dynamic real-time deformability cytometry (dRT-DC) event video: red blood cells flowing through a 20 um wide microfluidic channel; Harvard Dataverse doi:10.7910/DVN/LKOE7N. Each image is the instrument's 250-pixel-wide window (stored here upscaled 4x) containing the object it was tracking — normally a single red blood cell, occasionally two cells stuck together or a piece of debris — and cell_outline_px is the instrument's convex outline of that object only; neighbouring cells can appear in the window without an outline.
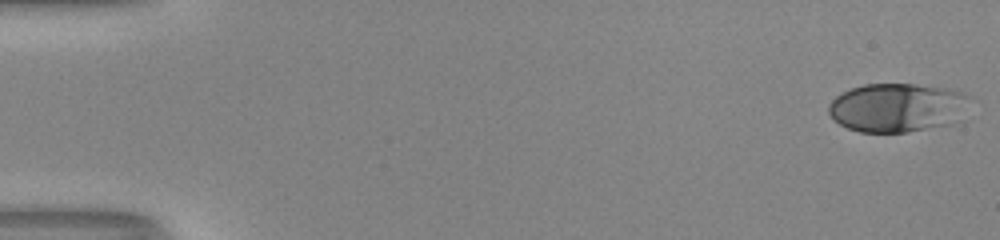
{"species": "human", "species_latin": "Homo sapiens", "temperature_condition": "room temperature", "stored_images_in_passage": 42, "camera_frame_rate_fps": 3000, "um_per_image_px": 0.085, "donor": {"sex": "male"}, "frame": {"image": 1, "passage_image": 1, "time_ms": 0.0, "image_size_px": [1000, 240], "cell_outline_px": [[976, 100], [960, 120], [952, 124], [908, 132], [860, 132], [848, 128], [840, 124], [828, 112], [828, 104], [836, 96], [852, 88], [864, 84], [912, 84], [948, 88], [972, 96]], "centroid_in_image_um": [76.39, 9.14], "position_along_channel_um": 8.6, "area_um2": 40.86}}
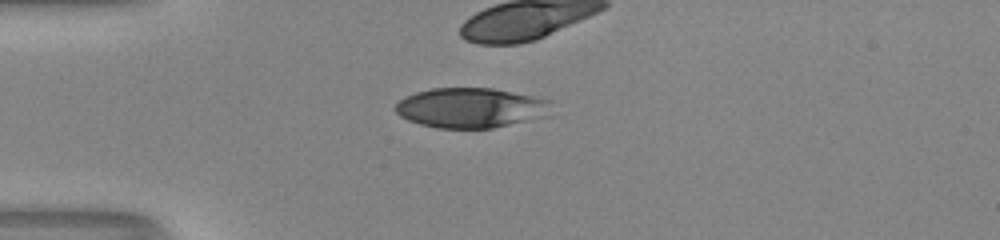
{"frame": {"image": 2, "passage_image": 15, "time_ms": 4.667, "image_size_px": [1000, 240], "cell_outline_px": [[552, 116], [492, 128], [436, 128], [420, 124], [408, 120], [400, 116], [392, 108], [404, 96], [416, 92], [432, 88], [492, 88], [552, 100]], "centroid_in_image_um": [40.06, 9.17], "position_along_channel_um": 44.9, "area_um2": 36.82}}